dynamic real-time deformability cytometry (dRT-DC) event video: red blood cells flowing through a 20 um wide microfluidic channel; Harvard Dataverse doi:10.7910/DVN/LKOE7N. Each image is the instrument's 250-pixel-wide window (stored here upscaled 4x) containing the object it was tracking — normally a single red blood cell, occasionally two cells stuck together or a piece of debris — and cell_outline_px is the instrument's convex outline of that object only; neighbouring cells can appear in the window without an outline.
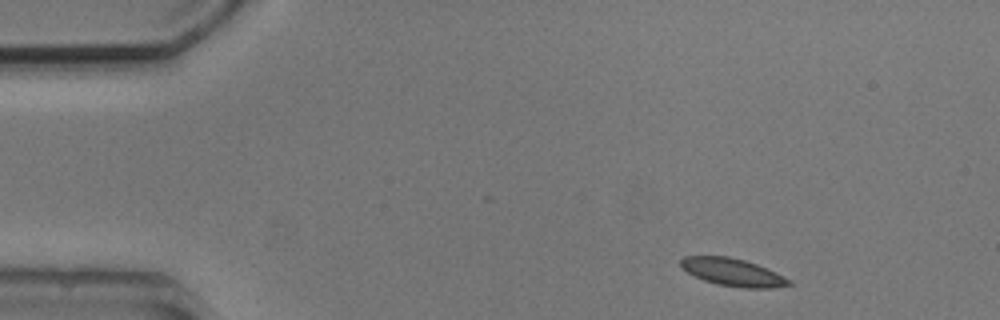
{"species": "common noctule bat (a hibernating species)", "species_latin": "Nyctalus noctula", "temperature_condition": "cold", "stored_images_in_passage": 4, "camera_frame_rate_fps": 3000, "um_per_image_px": 0.085, "animal": {"sex": "male", "body_mass_g": 20.5, "forearm_length_mm": 52.5}, "frame": {"image": 1, "passage_image": 1, "time_ms": 0.0, "image_size_px": [1000, 320], "cell_outline_px": [[796, 284], [772, 288], [740, 288], [716, 284], [704, 280], [688, 272], [680, 264], [680, 260], [684, 256], [728, 256], [744, 260], [756, 264], [776, 272], [792, 280]], "centroid_in_image_um": [62.35, 23.15], "position_along_channel_um": 22.7, "area_um2": 17.46}}
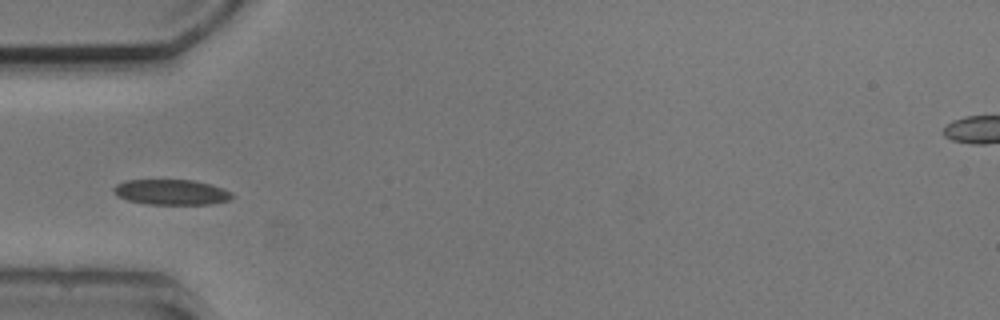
{"frame": {"image": 2, "passage_image": 4, "time_ms": 3.333, "image_size_px": [1000, 320], "cell_outline_px": [[232, 200], [212, 204], [144, 204], [128, 200], [116, 196], [112, 192], [112, 188], [116, 184], [128, 180], [196, 180], [212, 184], [232, 192]], "centroid_in_image_um": [14.56, 16.33], "position_along_channel_um": 70.4, "area_um2": 17.74}}